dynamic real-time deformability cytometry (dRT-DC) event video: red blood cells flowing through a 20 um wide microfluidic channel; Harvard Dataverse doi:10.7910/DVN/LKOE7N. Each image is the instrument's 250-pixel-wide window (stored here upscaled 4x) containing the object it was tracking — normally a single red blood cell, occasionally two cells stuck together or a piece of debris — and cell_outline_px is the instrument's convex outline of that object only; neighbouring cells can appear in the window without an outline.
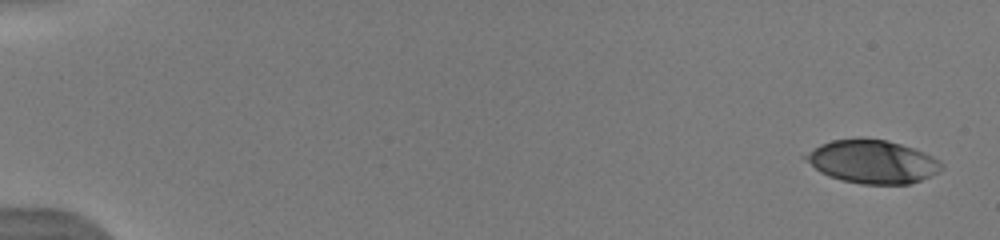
{"species": "human", "species_latin": "Homo sapiens", "temperature_condition": "warm", "stored_images_in_passage": 13, "camera_frame_rate_fps": 3000, "um_per_image_px": 0.085, "donor": {"sex": "male"}, "frame": {"image": 1, "passage_image": 1, "time_ms": 0.0, "image_size_px": [1000, 240], "cell_outline_px": [[944, 164], [936, 172], [920, 180], [908, 184], [860, 184], [840, 180], [828, 176], [820, 172], [800, 156], [820, 144], [832, 140], [860, 136], [888, 140], [912, 148], [932, 156], [940, 160]], "centroid_in_image_um": [74.08, 13.72], "position_along_channel_um": 10.9, "area_um2": 34.56}}
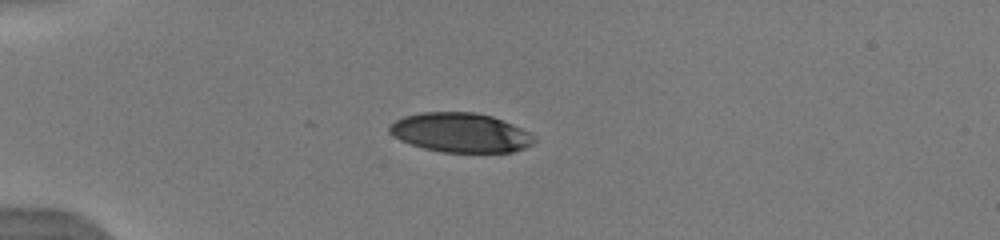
{"frame": {"image": 2, "passage_image": 13, "time_ms": 4.333, "image_size_px": [1000, 240], "cell_outline_px": [[536, 140], [532, 144], [524, 148], [512, 152], [440, 152], [424, 148], [400, 140], [392, 136], [388, 132], [388, 124], [404, 116], [424, 112], [476, 112], [492, 116], [504, 120], [536, 136]], "centroid_in_image_um": [39.13, 11.27], "position_along_channel_um": 45.9, "area_um2": 33.35}}